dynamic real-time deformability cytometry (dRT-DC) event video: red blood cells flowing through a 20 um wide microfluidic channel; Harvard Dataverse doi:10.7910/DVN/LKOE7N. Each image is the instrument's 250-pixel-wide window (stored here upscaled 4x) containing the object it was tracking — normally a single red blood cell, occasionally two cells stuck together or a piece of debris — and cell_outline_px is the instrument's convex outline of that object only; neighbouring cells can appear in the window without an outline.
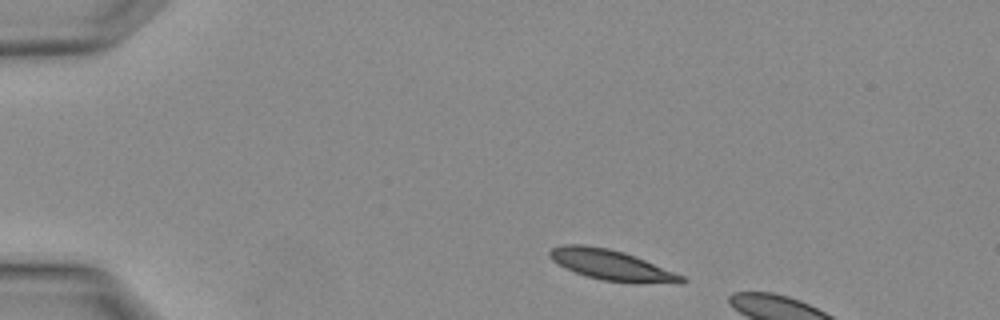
{"species": "Egyptian fruit bat (a non-hibernating species)", "species_latin": "Rousettus aegyptiacus", "temperature_condition": "warm", "stored_images_in_passage": 3, "camera_frame_rate_fps": 3000, "um_per_image_px": 0.085, "animal": {"sex": "female"}, "frame": {"image": 1, "passage_image": 1, "time_ms": 0.0, "image_size_px": [1000, 320], "cell_outline_px": [[688, 280], [684, 284], [680, 284], [604, 280], [588, 276], [576, 272], [552, 260], [548, 256], [548, 252], [552, 248], [568, 244], [584, 244], [608, 248], [624, 252], [684, 276]], "centroid_in_image_um": [52.0, 22.51], "position_along_channel_um": 33.0, "area_um2": 22.77}}